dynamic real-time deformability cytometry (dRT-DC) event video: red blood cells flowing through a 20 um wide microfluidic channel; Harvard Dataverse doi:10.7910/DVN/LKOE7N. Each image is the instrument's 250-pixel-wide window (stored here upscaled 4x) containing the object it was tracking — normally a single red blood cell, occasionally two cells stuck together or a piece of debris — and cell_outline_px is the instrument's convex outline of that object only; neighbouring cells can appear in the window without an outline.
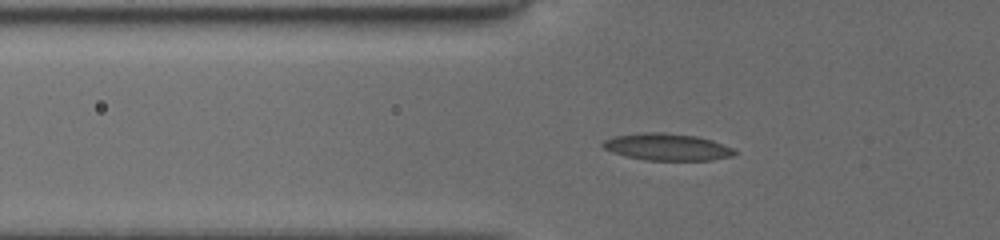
{"species": "common noctule bat (a hibernating species)", "species_latin": "Nyctalus noctula", "temperature_condition": "cold", "stored_images_in_passage": 29, "camera_frame_rate_fps": 3000, "um_per_image_px": 0.085, "animal": {"sex": "female", "body_mass_g": 19.5, "forearm_length_mm": 54.1}, "frame": {"image": 1, "passage_image": 17, "time_ms": 6.0, "image_size_px": [1000, 240], "cell_outline_px": [[740, 152], [732, 156], [712, 160], [644, 160], [612, 152], [604, 148], [600, 144], [604, 140], [616, 136], [644, 132], [664, 132], [696, 136], [712, 140], [732, 148]], "centroid_in_image_um": [56.73, 12.49], "position_along_channel_um": 69.1, "area_um2": 20.63}}
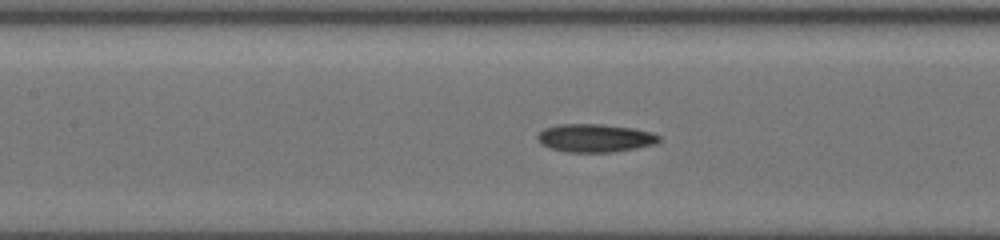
{"frame": {"image": 2, "passage_image": 24, "time_ms": 8.333, "image_size_px": [1000, 240], "cell_outline_px": [[660, 140], [656, 144], [636, 148], [612, 152], [568, 152], [552, 148], [540, 144], [536, 140], [536, 136], [544, 128], [560, 124], [600, 124], [632, 128], [652, 132], [660, 136]], "centroid_in_image_um": [50.57, 11.73], "position_along_channel_um": 156.8, "area_um2": 19.94}}
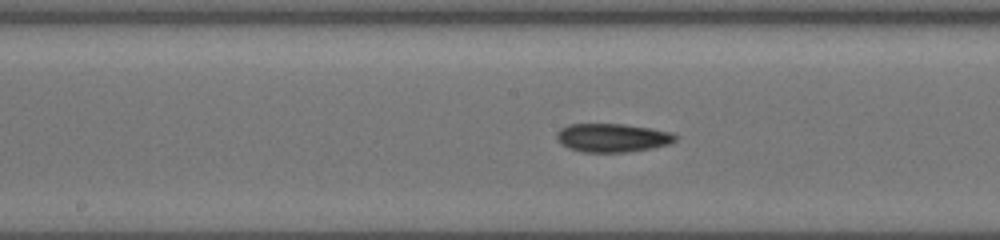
{"frame": {"image": 3, "passage_image": 27, "time_ms": 9.333, "image_size_px": [1000, 240], "cell_outline_px": [[676, 140], [668, 144], [652, 148], [628, 152], [584, 152], [568, 148], [560, 144], [556, 140], [556, 132], [560, 128], [568, 124], [624, 124], [652, 128], [672, 132], [676, 136]], "centroid_in_image_um": [52.02, 11.7], "position_along_channel_um": 196.2, "area_um2": 19.94}}